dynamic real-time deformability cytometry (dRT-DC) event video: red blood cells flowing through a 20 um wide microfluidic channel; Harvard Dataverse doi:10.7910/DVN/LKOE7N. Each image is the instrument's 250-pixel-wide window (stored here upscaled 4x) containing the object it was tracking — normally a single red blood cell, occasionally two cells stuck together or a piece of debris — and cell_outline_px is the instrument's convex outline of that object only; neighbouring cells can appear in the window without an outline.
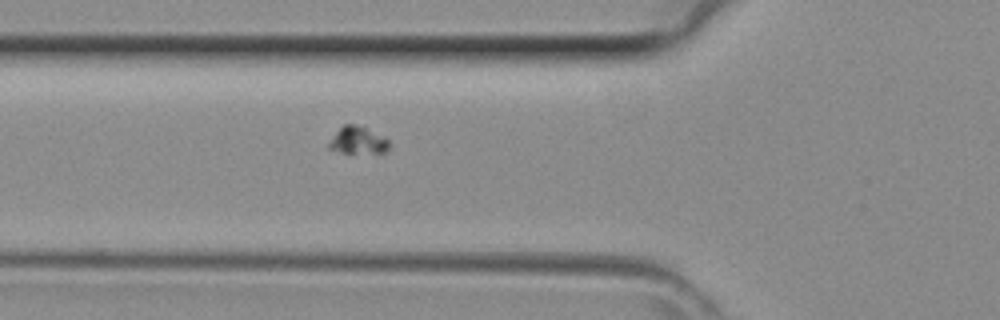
{"species": "common noctule bat (a hibernating species)", "species_latin": "Nyctalus noctula", "temperature_condition": "room temperature", "stored_images_in_passage": 36, "camera_frame_rate_fps": 3000, "um_per_image_px": 0.085, "animal": {"sex": "female", "body_mass_g": 29.2, "forearm_length_mm": 56.3}, "frame": {"image": 1, "passage_image": 9, "time_ms": 2.667, "image_size_px": [1000, 320], "cell_outline_px": [[388, 152], [348, 156], [328, 148], [328, 144], [336, 132], [344, 124], [356, 124], [384, 136], [388, 140]], "centroid_in_image_um": [30.42, 12.0], "position_along_channel_um": 95.4, "area_um2": 10.06}}
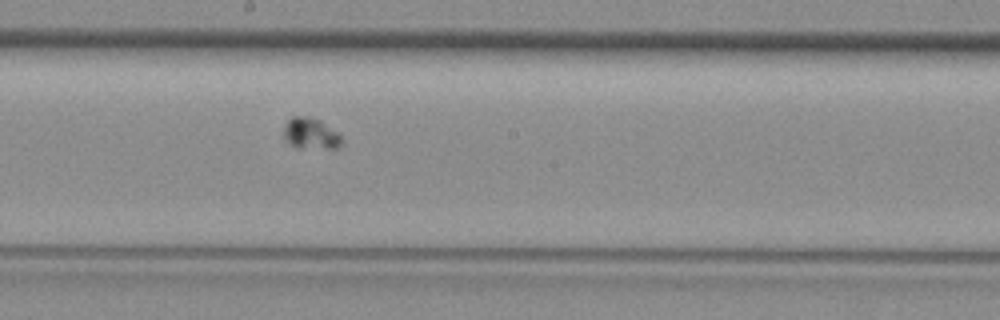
{"frame": {"image": 2, "passage_image": 17, "time_ms": 5.333, "image_size_px": [1000, 320], "cell_outline_px": [[340, 144], [336, 148], [300, 148], [284, 140], [280, 136], [288, 120], [292, 116], [308, 116], [320, 120], [336, 132], [340, 136]], "centroid_in_image_um": [26.33, 11.34], "position_along_channel_um": 221.9, "area_um2": 10.46}}
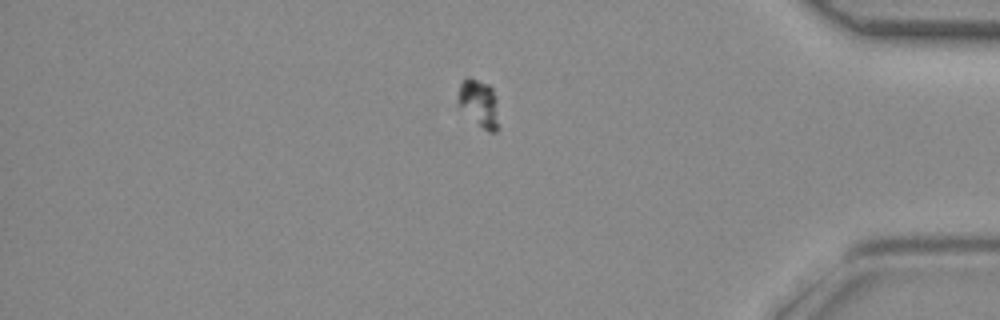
{"frame": {"image": 3, "passage_image": 30, "time_ms": 9.667, "image_size_px": [1000, 320], "cell_outline_px": [[496, 132], [488, 132], [456, 104], [456, 96], [460, 80], [468, 76], [488, 84], [492, 88], [496, 100]], "centroid_in_image_um": [40.62, 8.69], "position_along_channel_um": 394.6, "area_um2": 11.1}}